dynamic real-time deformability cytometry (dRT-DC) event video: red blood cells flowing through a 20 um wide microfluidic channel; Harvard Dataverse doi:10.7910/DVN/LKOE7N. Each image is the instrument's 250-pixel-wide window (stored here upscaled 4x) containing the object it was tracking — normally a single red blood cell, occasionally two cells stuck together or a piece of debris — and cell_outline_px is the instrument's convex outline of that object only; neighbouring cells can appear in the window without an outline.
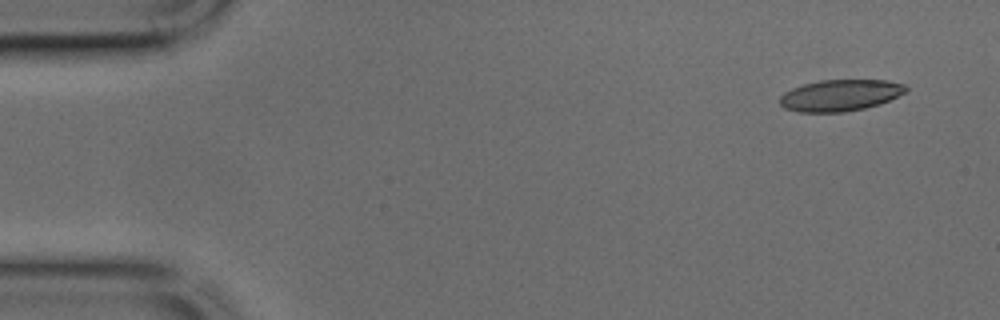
{"species": "common noctule bat (a hibernating species)", "species_latin": "Nyctalus noctula", "temperature_condition": "cold", "stored_images_in_passage": 43, "camera_frame_rate_fps": 3000, "um_per_image_px": 0.085, "animal": {"sex": "male", "body_mass_g": 17.9, "forearm_length_mm": 54.2}, "frame": {"image": 1, "passage_image": 1, "time_ms": 0.0, "image_size_px": [1000, 320], "cell_outline_px": [[908, 92], [880, 104], [864, 108], [844, 112], [800, 112], [784, 108], [780, 104], [780, 96], [784, 92], [792, 88], [804, 84], [820, 80], [888, 80], [904, 84], [908, 88]], "centroid_in_image_um": [71.44, 8.1], "position_along_channel_um": 13.6, "area_um2": 23.24}}
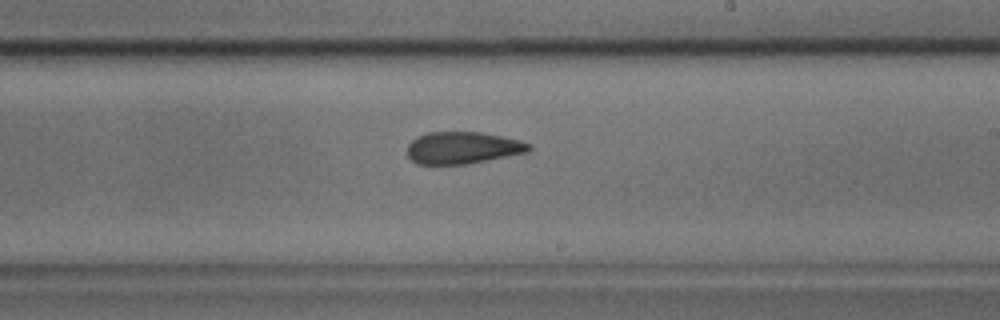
{"frame": {"image": 2, "passage_image": 24, "time_ms": 7.667, "image_size_px": [1000, 320], "cell_outline_px": [[532, 148], [528, 152], [468, 164], [416, 164], [408, 156], [408, 144], [416, 136], [428, 132], [480, 132], [520, 140], [532, 144]], "centroid_in_image_um": [39.33, 12.56], "position_along_channel_um": 249.7, "area_um2": 22.77}}
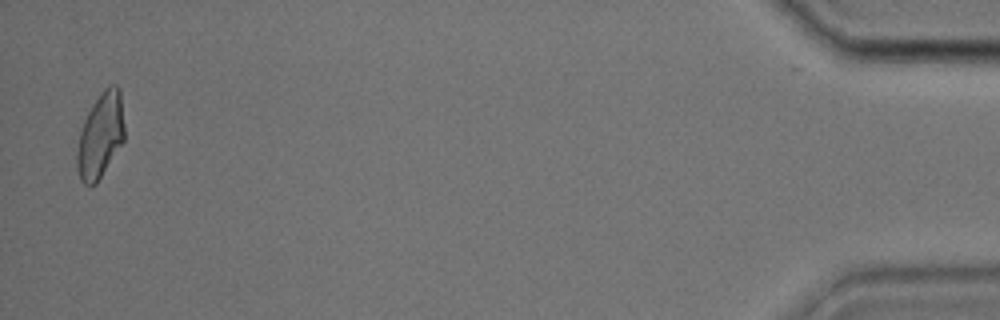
{"frame": {"image": 3, "passage_image": 42, "time_ms": 13.667, "image_size_px": [1000, 320], "cell_outline_px": [[124, 140], [96, 184], [84, 184], [80, 180], [76, 168], [76, 152], [80, 132], [84, 120], [88, 112], [104, 88], [112, 84], [116, 84], [120, 88], [124, 124]], "centroid_in_image_um": [8.53, 11.52], "position_along_channel_um": 426.7, "area_um2": 23.41}}